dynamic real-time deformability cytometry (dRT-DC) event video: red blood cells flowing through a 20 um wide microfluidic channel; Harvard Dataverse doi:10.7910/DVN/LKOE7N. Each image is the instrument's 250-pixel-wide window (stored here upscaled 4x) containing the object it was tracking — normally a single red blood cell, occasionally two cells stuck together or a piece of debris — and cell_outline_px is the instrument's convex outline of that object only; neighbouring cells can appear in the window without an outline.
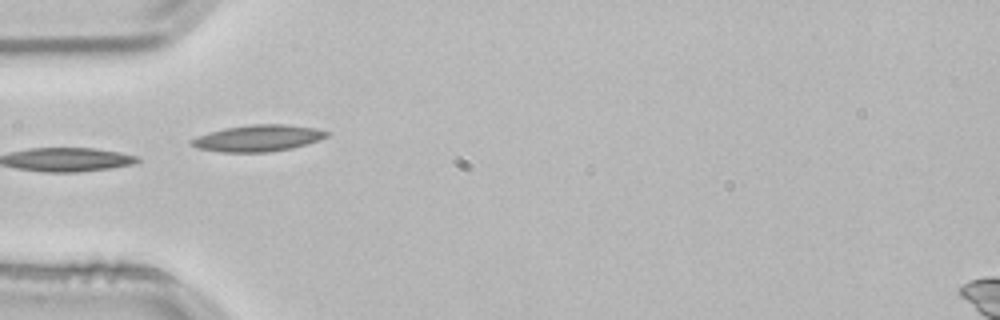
{"species": "common noctule bat (a hibernating species)", "species_latin": "Nyctalus noctula", "temperature_condition": "room temperature", "stored_images_in_passage": 4, "camera_frame_rate_fps": 3000, "um_per_image_px": 0.085, "animal": {"sex": "male", "body_mass_g": 21.5, "forearm_length_mm": 52.0}, "frame": {"image": 1, "passage_image": 4, "time_ms": 1.0, "image_size_px": [1000, 320], "cell_outline_px": [[332, 132], [328, 136], [292, 148], [268, 152], [220, 152], [200, 148], [188, 144], [188, 140], [196, 136], [208, 132], [224, 128], [252, 124], [288, 124], [316, 128]], "centroid_in_image_um": [21.9, 11.73], "position_along_channel_um": 63.1, "area_um2": 20.98}}